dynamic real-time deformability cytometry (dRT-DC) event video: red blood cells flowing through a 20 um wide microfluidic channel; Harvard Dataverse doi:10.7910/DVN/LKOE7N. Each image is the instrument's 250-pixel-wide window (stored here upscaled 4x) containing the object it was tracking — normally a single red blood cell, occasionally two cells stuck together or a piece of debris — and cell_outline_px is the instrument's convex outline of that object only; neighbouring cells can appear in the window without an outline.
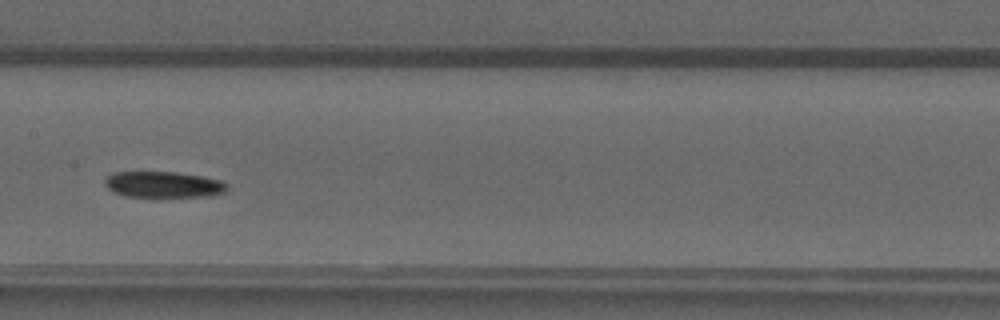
{"species": "common noctule bat (a hibernating species)", "species_latin": "Nyctalus noctula", "temperature_condition": "warm", "stored_images_in_passage": 30, "camera_frame_rate_fps": 3000, "um_per_image_px": 0.085, "animal": {"sex": "male", "forearm_length_mm": 52.5}, "frame": {"image": 1, "passage_image": 13, "time_ms": 4.0, "image_size_px": [1000, 320], "cell_outline_px": [[228, 188], [224, 192], [208, 196], [160, 200], [156, 200], [124, 196], [112, 192], [104, 184], [104, 180], [112, 172], [176, 172], [204, 176], [224, 180], [228, 184]], "centroid_in_image_um": [13.9, 15.74], "position_along_channel_um": 193.5, "area_um2": 19.94}}